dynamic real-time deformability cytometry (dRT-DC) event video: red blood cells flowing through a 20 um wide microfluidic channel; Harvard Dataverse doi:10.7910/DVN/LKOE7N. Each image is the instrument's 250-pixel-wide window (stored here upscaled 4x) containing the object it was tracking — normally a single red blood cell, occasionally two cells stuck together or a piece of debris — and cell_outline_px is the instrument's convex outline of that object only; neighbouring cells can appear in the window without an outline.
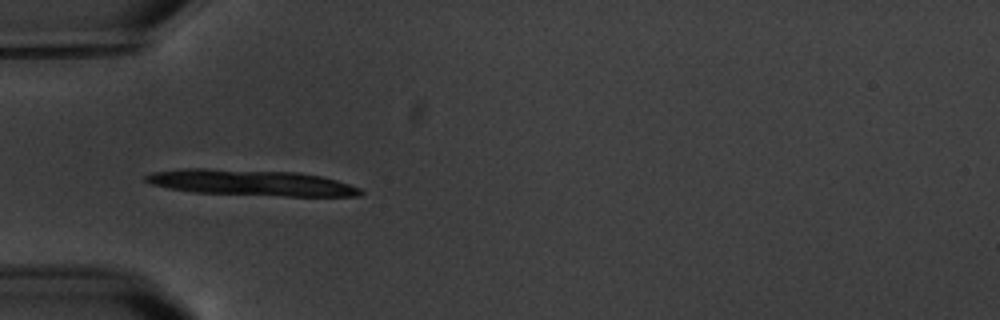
{"species": "common noctule bat (a hibernating species)", "species_latin": "Nyctalus noctula", "temperature_condition": "warm", "stored_images_in_passage": 6, "camera_frame_rate_fps": 3000, "um_per_image_px": 0.085, "animal": {"sex": "male", "body_mass_g": 20.1, "forearm_length_mm": 53.5}, "frame": {"image": 1, "passage_image": 5, "time_ms": 5.667, "image_size_px": [1000, 320], "cell_outline_px": [[364, 192], [360, 196], [284, 196], [192, 192], [168, 188], [152, 184], [144, 180], [144, 176], [152, 172], [180, 168], [204, 168], [296, 172], [320, 176], [336, 180], [360, 188]], "centroid_in_image_um": [21.31, 15.52], "position_along_channel_um": 63.7, "area_um2": 32.43}}